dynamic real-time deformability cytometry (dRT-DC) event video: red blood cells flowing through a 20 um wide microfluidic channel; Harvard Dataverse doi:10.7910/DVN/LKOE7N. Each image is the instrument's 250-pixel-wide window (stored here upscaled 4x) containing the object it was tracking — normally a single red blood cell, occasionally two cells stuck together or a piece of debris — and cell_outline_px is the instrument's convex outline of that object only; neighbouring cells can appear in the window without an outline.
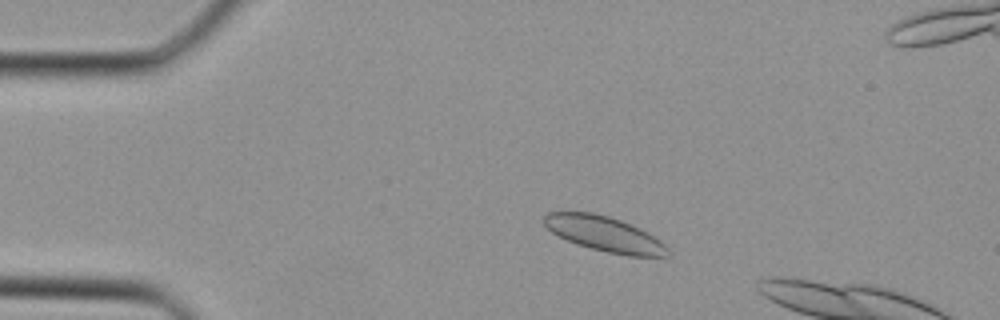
{"species": "Egyptian fruit bat (a non-hibernating species)", "species_latin": "Rousettus aegyptiacus", "temperature_condition": "cold", "stored_images_in_passage": 11, "camera_frame_rate_fps": 3000, "um_per_image_px": 0.085, "animal": {"sex": "female"}, "frame": {"image": 1, "passage_image": 7, "time_ms": 2.0, "image_size_px": [1000, 320], "cell_outline_px": [[668, 256], [628, 256], [608, 252], [592, 248], [568, 240], [552, 232], [544, 224], [544, 216], [548, 212], [592, 212], [608, 216], [620, 220], [648, 232], [660, 240], [668, 248]], "centroid_in_image_um": [51.4, 19.88], "position_along_channel_um": 33.6, "area_um2": 24.85}}